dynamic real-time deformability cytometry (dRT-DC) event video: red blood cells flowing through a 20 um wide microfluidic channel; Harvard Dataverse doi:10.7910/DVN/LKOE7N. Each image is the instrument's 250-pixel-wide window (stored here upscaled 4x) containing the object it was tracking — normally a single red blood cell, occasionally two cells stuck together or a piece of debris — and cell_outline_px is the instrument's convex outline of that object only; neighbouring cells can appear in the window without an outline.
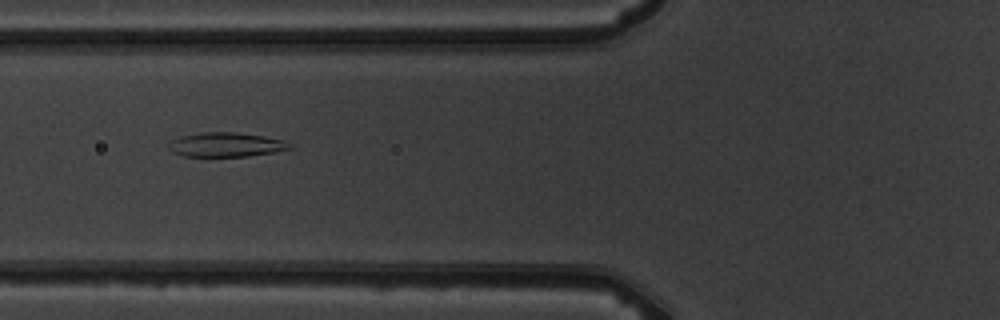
{"species": "common noctule bat (a hibernating species)", "species_latin": "Nyctalus noctula", "temperature_condition": "warm", "stored_images_in_passage": 4, "camera_frame_rate_fps": 3000, "um_per_image_px": 0.085, "animal": {"sex": "male", "body_mass_g": 19.5, "forearm_length_mm": 54.6}, "frame": {"image": 1, "passage_image": 2, "time_ms": 1.0, "image_size_px": [1000, 320], "cell_outline_px": [[296, 148], [248, 156], [184, 156], [172, 152], [168, 148], [168, 144], [172, 140], [180, 136], [200, 132], [232, 132], [264, 136], [284, 140]], "centroid_in_image_um": [19.21, 12.29], "position_along_channel_um": 106.6, "area_um2": 17.17}}
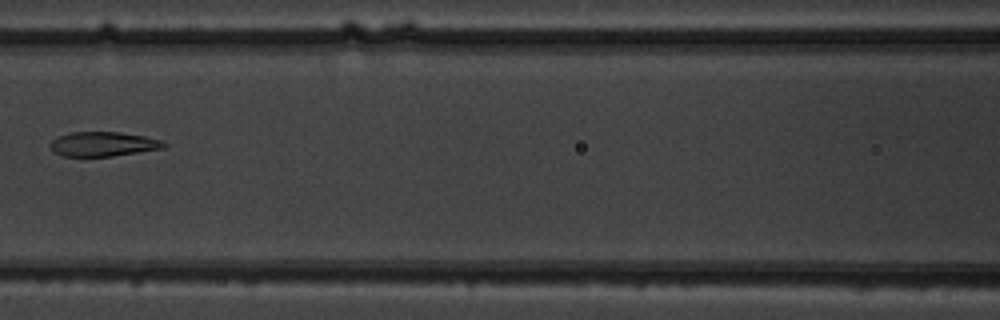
{"frame": {"image": 2, "passage_image": 3, "time_ms": 2.333, "image_size_px": [1000, 320], "cell_outline_px": [[168, 144], [164, 148], [112, 156], [64, 156], [52, 152], [48, 144], [56, 136], [72, 132], [120, 132], [144, 136], [160, 140]], "centroid_in_image_um": [8.72, 12.24], "position_along_channel_um": 157.9, "area_um2": 16.3}}
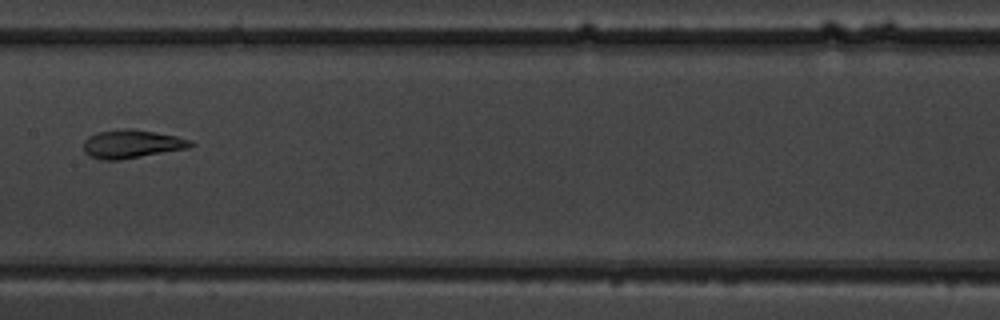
{"frame": {"image": 3, "passage_image": 4, "time_ms": 3.333, "image_size_px": [1000, 320], "cell_outline_px": [[196, 144], [188, 148], [120, 160], [100, 160], [88, 156], [84, 152], [84, 140], [88, 136], [96, 132], [124, 128], [132, 128], [176, 136], [192, 140]], "centroid_in_image_um": [11.17, 12.24], "position_along_channel_um": 196.2, "area_um2": 17.92}}